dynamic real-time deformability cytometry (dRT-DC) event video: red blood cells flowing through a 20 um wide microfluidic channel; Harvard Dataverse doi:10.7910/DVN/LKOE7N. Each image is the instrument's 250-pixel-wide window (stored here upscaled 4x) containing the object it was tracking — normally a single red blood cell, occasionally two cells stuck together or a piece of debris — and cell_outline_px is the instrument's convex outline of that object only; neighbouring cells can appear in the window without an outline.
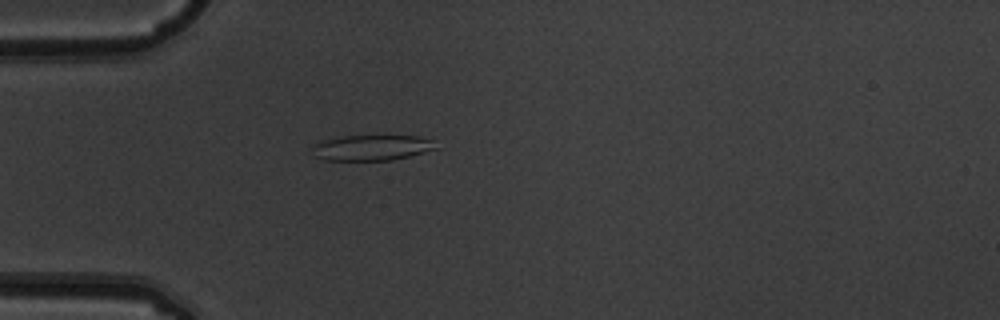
{"species": "common noctule bat (a hibernating species)", "species_latin": "Nyctalus noctula", "temperature_condition": "warm", "stored_images_in_passage": 2, "camera_frame_rate_fps": 3000, "um_per_image_px": 0.085, "animal": {"sex": "male", "body_mass_g": 19.5, "forearm_length_mm": 54.6}, "frame": {"image": 1, "passage_image": 2, "time_ms": 0.333, "image_size_px": [1000, 320], "cell_outline_px": [[440, 148], [392, 160], [324, 160], [316, 156], [312, 148], [312, 144], [320, 140], [340, 136], [420, 136], [432, 140]], "centroid_in_image_um": [31.59, 12.54], "position_along_channel_um": 53.4, "area_um2": 18.5}}